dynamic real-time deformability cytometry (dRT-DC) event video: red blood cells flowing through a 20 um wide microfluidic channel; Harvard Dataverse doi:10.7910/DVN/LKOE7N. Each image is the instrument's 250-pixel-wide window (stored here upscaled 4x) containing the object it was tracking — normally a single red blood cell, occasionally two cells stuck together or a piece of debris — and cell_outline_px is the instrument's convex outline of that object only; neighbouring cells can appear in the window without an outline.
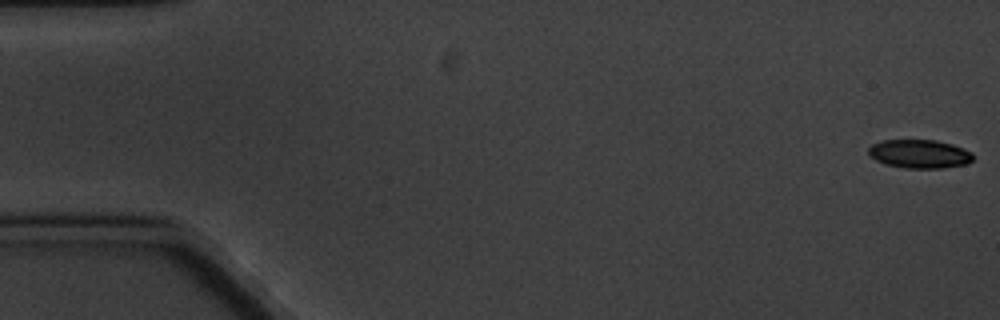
{"species": "common noctule bat (a hibernating species)", "species_latin": "Nyctalus noctula", "temperature_condition": "cold", "stored_images_in_passage": 7, "camera_frame_rate_fps": 3000, "um_per_image_px": 0.085, "animal": {"sex": "male", "body_mass_g": 20.1, "forearm_length_mm": 53.5}, "frame": {"image": 1, "passage_image": 1, "time_ms": 0.0, "image_size_px": [1000, 320], "cell_outline_px": [[972, 160], [968, 164], [944, 168], [904, 168], [884, 164], [868, 156], [868, 148], [872, 144], [884, 140], [936, 140], [952, 144], [964, 148], [972, 152]], "centroid_in_image_um": [78.15, 13.08], "position_along_channel_um": 6.8, "area_um2": 17.63}}
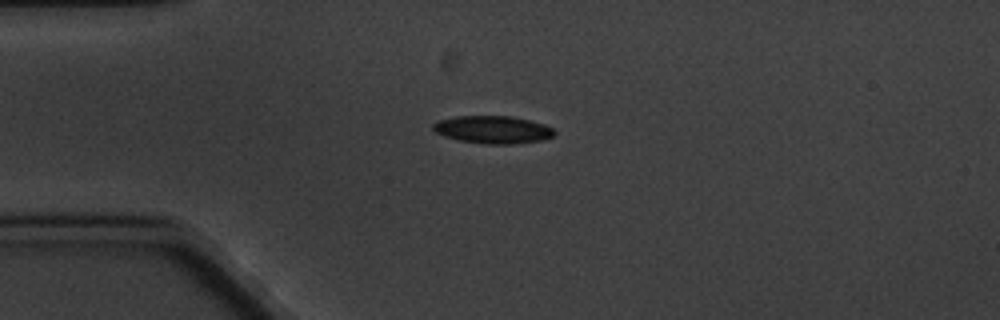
{"frame": {"image": 2, "passage_image": 5, "time_ms": 4.667, "image_size_px": [1000, 320], "cell_outline_px": [[556, 132], [552, 136], [544, 140], [512, 144], [488, 144], [460, 140], [444, 136], [436, 132], [432, 128], [432, 124], [436, 120], [456, 116], [512, 116], [544, 124], [552, 128]], "centroid_in_image_um": [41.88, 11.01], "position_along_channel_um": 43.1, "area_um2": 19.54}}